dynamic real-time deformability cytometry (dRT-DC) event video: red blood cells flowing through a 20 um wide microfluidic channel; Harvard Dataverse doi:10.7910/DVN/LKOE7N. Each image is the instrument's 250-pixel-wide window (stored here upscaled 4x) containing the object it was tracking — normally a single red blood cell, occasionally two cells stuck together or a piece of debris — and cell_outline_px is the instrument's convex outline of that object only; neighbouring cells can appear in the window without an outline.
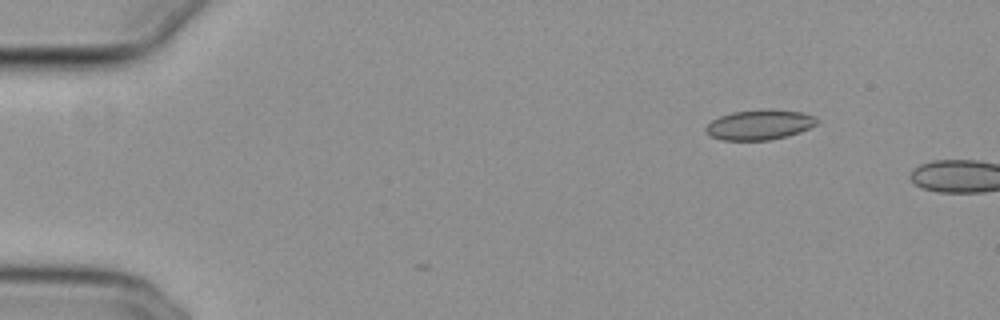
{"species": "common noctule bat (a hibernating species)", "species_latin": "Nyctalus noctula", "temperature_condition": "cold", "stored_images_in_passage": 2, "camera_frame_rate_fps": 3000, "um_per_image_px": 0.085, "animal": {"sex": "female", "body_mass_g": 29.2, "forearm_length_mm": 56.3}, "frame": {"image": 1, "passage_image": 2, "time_ms": 0.333, "image_size_px": [1000, 320], "cell_outline_px": [[820, 120], [816, 124], [800, 132], [788, 136], [768, 140], [720, 140], [708, 136], [704, 132], [704, 128], [712, 120], [720, 116], [732, 112], [764, 108], [768, 108], [800, 112], [816, 116]], "centroid_in_image_um": [64.54, 10.6], "position_along_channel_um": 20.5, "area_um2": 19.83}}